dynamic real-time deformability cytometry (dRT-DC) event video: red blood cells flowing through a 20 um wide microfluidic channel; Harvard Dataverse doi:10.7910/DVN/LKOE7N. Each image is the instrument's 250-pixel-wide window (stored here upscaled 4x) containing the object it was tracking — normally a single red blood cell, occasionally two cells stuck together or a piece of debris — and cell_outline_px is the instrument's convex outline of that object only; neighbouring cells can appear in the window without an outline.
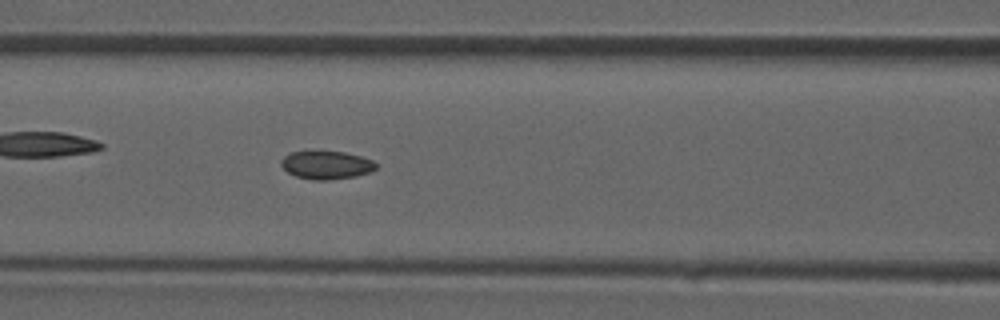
{"species": "common noctule bat (a hibernating species)", "species_latin": "Nyctalus noctula", "temperature_condition": "room temperature", "stored_images_in_passage": 46, "camera_frame_rate_fps": 3000, "um_per_image_px": 0.085, "animal": {"sex": "male", "forearm_length_mm": 52.5}, "frame": {"image": 1, "passage_image": 20, "time_ms": 6.333, "image_size_px": [1000, 320], "cell_outline_px": [[376, 168], [372, 172], [356, 176], [328, 180], [312, 180], [296, 176], [288, 172], [280, 164], [280, 160], [288, 152], [344, 152], [360, 156], [372, 160], [376, 164]], "centroid_in_image_um": [27.74, 14.04], "position_along_channel_um": 138.9, "area_um2": 15.49}}